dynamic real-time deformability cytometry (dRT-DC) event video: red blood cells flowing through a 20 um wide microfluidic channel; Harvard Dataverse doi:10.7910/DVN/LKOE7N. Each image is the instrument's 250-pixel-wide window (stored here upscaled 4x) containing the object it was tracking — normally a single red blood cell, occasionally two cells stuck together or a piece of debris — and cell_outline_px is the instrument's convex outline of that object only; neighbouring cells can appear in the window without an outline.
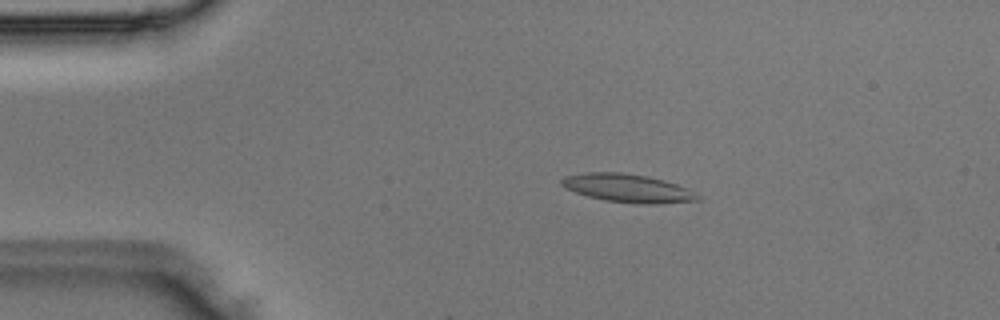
{"species": "Egyptian fruit bat (a non-hibernating species)", "species_latin": "Rousettus aegyptiacus", "temperature_condition": "room temperature", "stored_images_in_passage": 9, "camera_frame_rate_fps": 3000, "um_per_image_px": 0.085, "animal": {"sex": "male"}, "frame": {"image": 1, "passage_image": 7, "time_ms": 2.0, "image_size_px": [1000, 320], "cell_outline_px": [[700, 200], [656, 204], [640, 204], [604, 200], [588, 196], [564, 188], [560, 184], [560, 180], [564, 176], [584, 172], [620, 172], [648, 176], [664, 180], [688, 188], [700, 196]], "centroid_in_image_um": [53.34, 15.99], "position_along_channel_um": 31.7, "area_um2": 22.54}}